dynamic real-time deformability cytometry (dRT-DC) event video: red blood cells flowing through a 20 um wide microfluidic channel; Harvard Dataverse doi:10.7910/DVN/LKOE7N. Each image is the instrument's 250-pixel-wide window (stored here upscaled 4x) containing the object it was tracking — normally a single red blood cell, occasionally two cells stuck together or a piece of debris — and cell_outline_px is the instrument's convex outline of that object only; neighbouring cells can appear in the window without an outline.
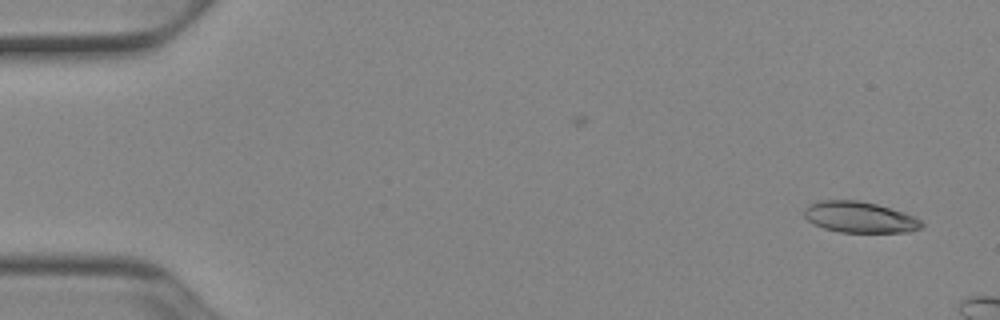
{"species": "Egyptian fruit bat (a non-hibernating species)", "species_latin": "Rousettus aegyptiacus", "temperature_condition": "cold", "stored_images_in_passage": 9, "camera_frame_rate_fps": 3000, "um_per_image_px": 0.085, "animal": {"sex": "female"}, "frame": {"image": 1, "passage_image": 1, "time_ms": 0.0, "image_size_px": [1000, 320], "cell_outline_px": [[924, 224], [920, 228], [908, 232], [840, 232], [824, 228], [808, 220], [804, 216], [804, 208], [808, 204], [820, 200], [856, 200], [876, 204], [904, 212], [920, 220]], "centroid_in_image_um": [73.05, 18.45], "position_along_channel_um": 12.0, "area_um2": 21.1}}